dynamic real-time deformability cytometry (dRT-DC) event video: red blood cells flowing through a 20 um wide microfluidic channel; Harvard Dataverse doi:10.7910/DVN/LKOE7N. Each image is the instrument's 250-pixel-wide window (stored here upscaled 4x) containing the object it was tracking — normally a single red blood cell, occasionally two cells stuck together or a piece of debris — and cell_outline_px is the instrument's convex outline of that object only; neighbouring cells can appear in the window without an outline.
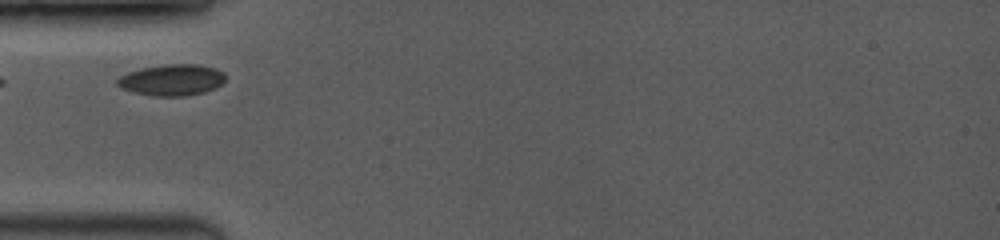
{"species": "common noctule bat (a hibernating species)", "species_latin": "Nyctalus noctula", "temperature_condition": "room temperature", "stored_images_in_passage": 38, "camera_frame_rate_fps": 3500, "um_per_image_px": 0.085, "animal": {"sex": "female", "body_mass_g": 19.0, "forearm_length_mm": 53.3}, "frame": {"image": 1, "passage_image": 1, "time_ms": 0.0, "image_size_px": [1000, 240], "cell_outline_px": [[224, 80], [216, 88], [204, 92], [184, 96], [156, 96], [136, 92], [124, 88], [116, 84], [116, 80], [120, 76], [128, 72], [140, 68], [164, 64], [196, 64], [216, 68], [224, 72]], "centroid_in_image_um": [14.62, 6.78], "position_along_channel_um": 70.4, "area_um2": 19.59}}
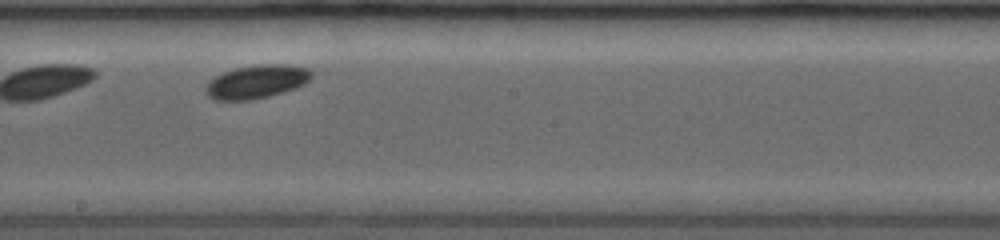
{"frame": {"image": 2, "passage_image": 15, "time_ms": 4.0, "image_size_px": [1000, 240], "cell_outline_px": [[312, 76], [304, 84], [296, 88], [268, 96], [252, 100], [216, 100], [208, 96], [204, 92], [204, 88], [208, 80], [224, 72], [236, 68], [260, 64], [288, 64], [308, 68], [312, 72]], "centroid_in_image_um": [21.79, 6.94], "position_along_channel_um": 226.4, "area_um2": 20.69}}
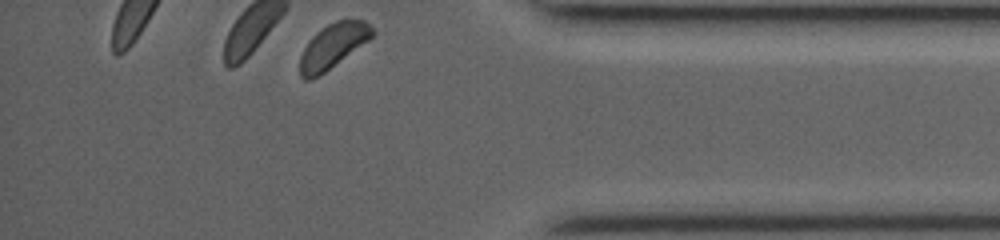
{"frame": {"image": 3, "passage_image": 38, "time_ms": 8.857, "image_size_px": [1000, 240], "cell_outline_px": [[376, 32], [368, 40], [324, 72], [312, 80], [304, 80], [300, 76], [300, 56], [304, 48], [312, 36], [316, 32], [328, 24], [336, 20], [364, 20]], "centroid_in_image_um": [28.27, 3.91], "position_along_channel_um": 406.9, "area_um2": 18.44}}